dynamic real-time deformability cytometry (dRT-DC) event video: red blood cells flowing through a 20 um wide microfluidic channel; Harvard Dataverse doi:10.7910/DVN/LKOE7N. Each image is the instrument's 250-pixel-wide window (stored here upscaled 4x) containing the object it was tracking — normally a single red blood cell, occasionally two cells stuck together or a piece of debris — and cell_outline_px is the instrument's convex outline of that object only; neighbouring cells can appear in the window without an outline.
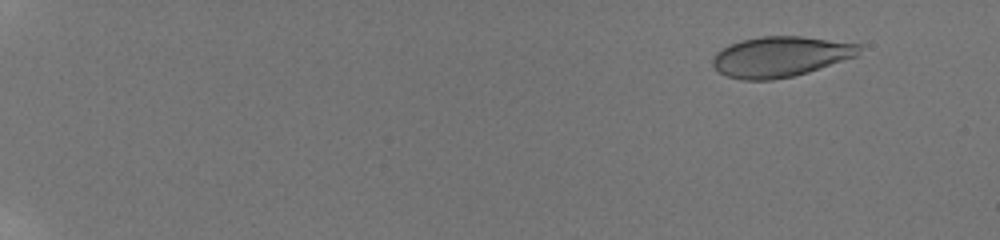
{"species": "human", "species_latin": "Homo sapiens", "temperature_condition": "room temperature", "stored_images_in_passage": 36, "camera_frame_rate_fps": 3000, "um_per_image_px": 0.085, "donor": {"sex": "male"}, "frame": {"image": 1, "passage_image": 1, "time_ms": 0.0, "image_size_px": [1000, 240], "cell_outline_px": [[860, 48], [856, 56], [808, 72], [792, 76], [772, 80], [744, 80], [728, 76], [720, 72], [712, 64], [712, 60], [716, 52], [740, 40], [760, 36], [800, 36], [860, 44]], "centroid_in_image_um": [66.31, 4.81], "position_along_channel_um": 18.7, "area_um2": 34.1}}
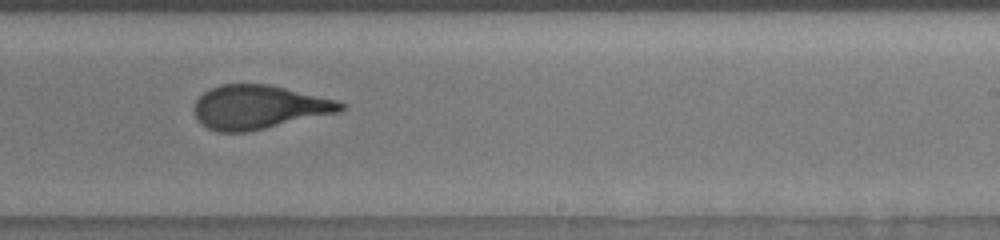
{"frame": {"image": 2, "passage_image": 23, "time_ms": 11.333, "image_size_px": [1000, 240], "cell_outline_px": [[344, 108], [340, 112], [248, 132], [216, 132], [200, 124], [196, 120], [192, 112], [192, 108], [196, 100], [204, 92], [220, 84], [268, 84], [336, 100], [344, 104]], "centroid_in_image_um": [21.93, 9.12], "position_along_channel_um": 267.1, "area_um2": 37.51}}
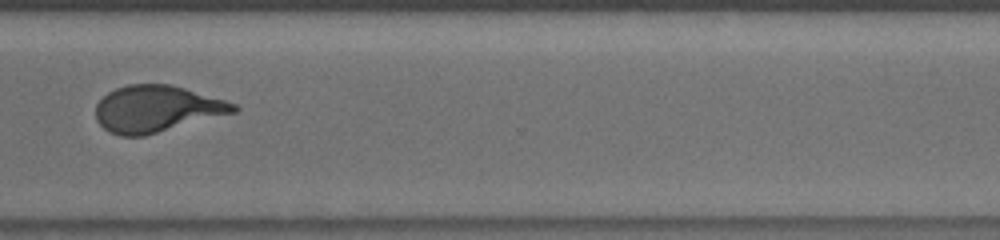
{"frame": {"image": 3, "passage_image": 29, "time_ms": 13.667, "image_size_px": [1000, 240], "cell_outline_px": [[240, 108], [236, 112], [144, 136], [120, 136], [104, 128], [96, 120], [96, 104], [108, 92], [116, 88], [128, 84], [172, 84], [224, 100], [236, 104]], "centroid_in_image_um": [13.31, 9.25], "position_along_channel_um": 357.3, "area_um2": 37.28}, "authors_computed_cell_mechanics": {"area_um2": 37.4544, "velocity_mm_per_s": 3.8596, "shape_relaxation_time_tau1_ms": 5.5499, "shape_relaxation_time_tau2_ms": null, "deformation_change_tau1": 0.1861, "deformation_change_tau2": null}}